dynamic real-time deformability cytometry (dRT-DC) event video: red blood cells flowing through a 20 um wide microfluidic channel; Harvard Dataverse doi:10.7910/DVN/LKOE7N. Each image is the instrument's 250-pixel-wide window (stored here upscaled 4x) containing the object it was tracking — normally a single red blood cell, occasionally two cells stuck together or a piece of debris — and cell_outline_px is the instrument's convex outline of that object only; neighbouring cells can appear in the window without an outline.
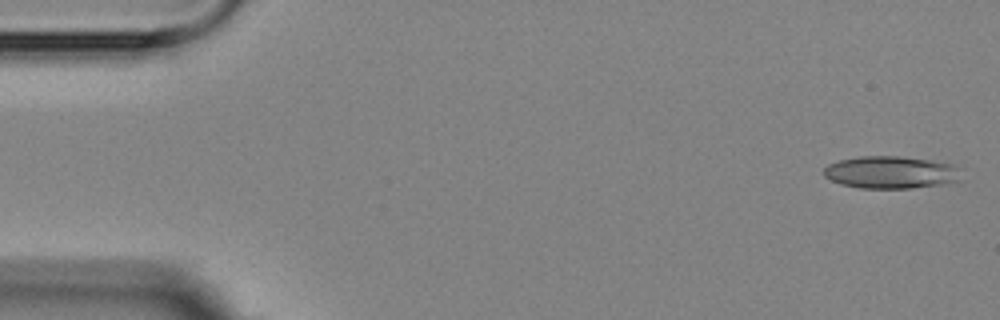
{"species": "Egyptian fruit bat (a non-hibernating species)", "species_latin": "Rousettus aegyptiacus", "temperature_condition": "room temperature", "stored_images_in_passage": 15, "camera_frame_rate_fps": 3000, "um_per_image_px": 0.085, "animal": {"sex": "female"}, "frame": {"image": 1, "passage_image": 1, "time_ms": 0.0, "image_size_px": [1000, 320], "cell_outline_px": [[960, 180], [944, 184], [912, 188], [860, 188], [840, 184], [824, 176], [824, 168], [828, 164], [840, 160], [860, 156], [900, 156], [928, 160], [948, 164], [956, 168]], "centroid_in_image_um": [75.65, 14.65], "position_along_channel_um": 9.3, "area_um2": 25.61}}
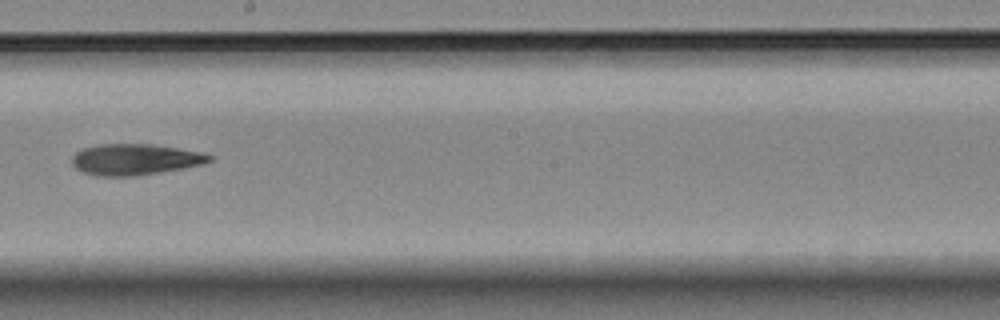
{"frame": {"image": 2, "passage_image": 8, "time_ms": 9.667, "image_size_px": [1000, 320], "cell_outline_px": [[212, 160], [200, 164], [184, 168], [136, 176], [96, 176], [84, 172], [76, 168], [72, 164], [72, 156], [80, 148], [100, 144], [152, 144], [200, 152], [212, 156]], "centroid_in_image_um": [11.42, 13.55], "position_along_channel_um": 236.8, "area_um2": 24.8}}
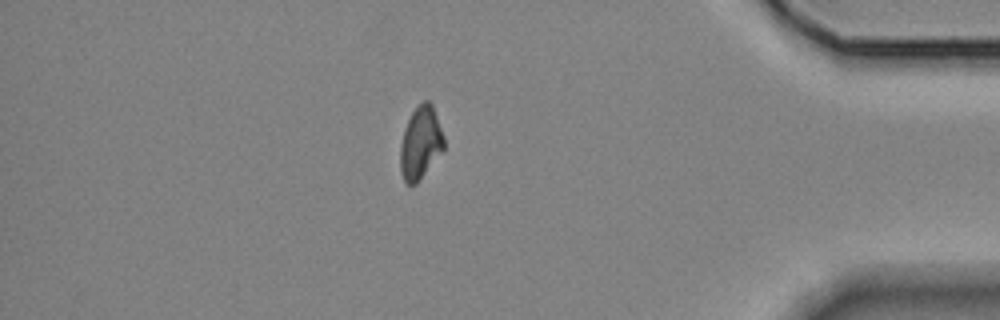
{"frame": {"image": 3, "passage_image": 15, "time_ms": 18.667, "image_size_px": [1000, 320], "cell_outline_px": [[444, 148], [416, 184], [408, 184], [404, 180], [400, 172], [400, 144], [404, 128], [412, 112], [424, 100], [428, 100], [432, 104], [444, 136]], "centroid_in_image_um": [35.73, 12.14], "position_along_channel_um": 399.5, "area_um2": 18.26}, "authors_computed_cell_mechanics": {"area_um2": 24.6806, "velocity_mm_per_s": 3.622, "shape_relaxation_time_tau1_ms": 10.0816, "shape_relaxation_time_tau2_ms": null, "deformation_change_tau1": 0.1722, "deformation_change_tau2": null}}